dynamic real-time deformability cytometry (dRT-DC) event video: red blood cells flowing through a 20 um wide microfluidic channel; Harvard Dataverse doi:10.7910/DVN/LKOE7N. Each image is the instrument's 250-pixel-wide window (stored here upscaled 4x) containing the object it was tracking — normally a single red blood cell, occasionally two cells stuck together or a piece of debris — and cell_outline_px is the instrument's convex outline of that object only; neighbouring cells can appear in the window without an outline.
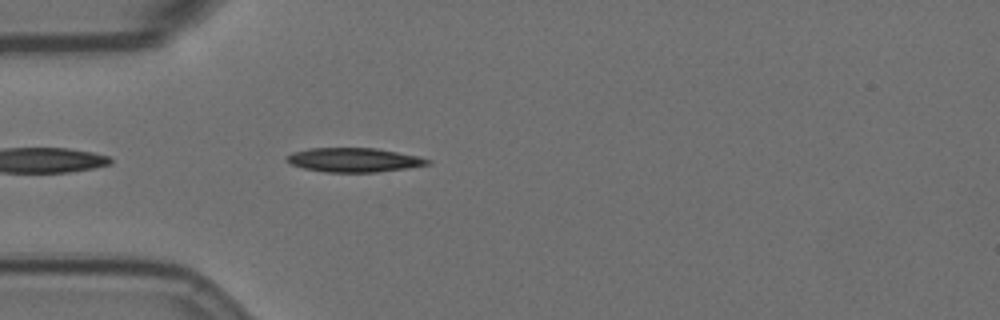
{"species": "Egyptian fruit bat (a non-hibernating species)", "species_latin": "Rousettus aegyptiacus", "temperature_condition": "room temperature", "stored_images_in_passage": 44, "camera_frame_rate_fps": 3000, "um_per_image_px": 0.085, "animal": {"sex": "female"}, "frame": {"image": 1, "passage_image": 3, "time_ms": 0.667, "image_size_px": [1000, 320], "cell_outline_px": [[432, 164], [376, 172], [324, 172], [304, 168], [292, 164], [284, 160], [284, 156], [292, 152], [308, 148], [376, 148], [416, 156], [432, 160]], "centroid_in_image_um": [30.03, 13.59], "position_along_channel_um": 55.0, "area_um2": 19.77}}
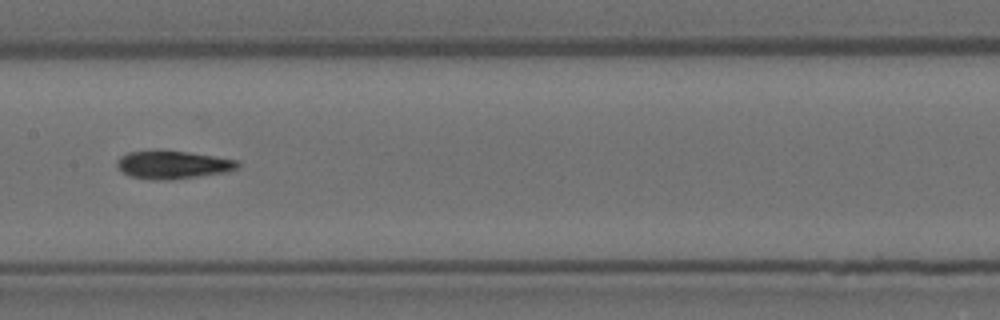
{"frame": {"image": 2, "passage_image": 15, "time_ms": 4.667, "image_size_px": [1000, 320], "cell_outline_px": [[240, 168], [228, 172], [172, 180], [148, 180], [128, 176], [116, 164], [116, 160], [120, 156], [128, 152], [156, 148], [160, 148], [188, 152], [236, 160], [240, 164]], "centroid_in_image_um": [14.65, 13.99], "position_along_channel_um": 192.7, "area_um2": 20.4}}
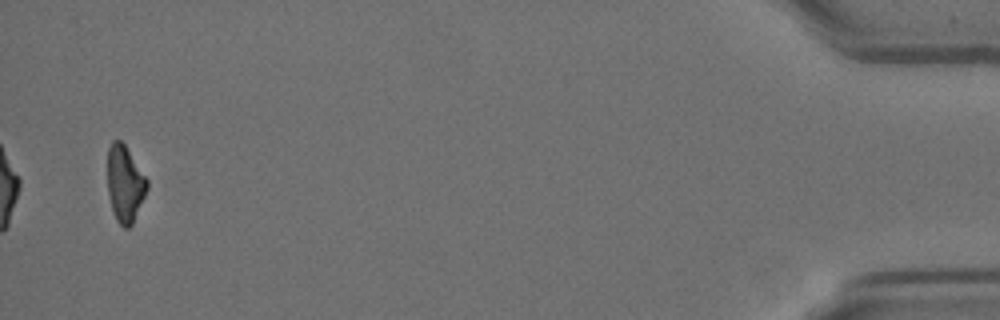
{"frame": {"image": 3, "passage_image": 42, "time_ms": 13.667, "image_size_px": [1000, 320], "cell_outline_px": [[148, 188], [132, 224], [128, 228], [124, 228], [116, 220], [108, 196], [108, 148], [112, 140], [120, 140], [124, 144], [148, 180]], "centroid_in_image_um": [10.61, 15.62], "position_along_channel_um": 424.6, "area_um2": 17.46}, "authors_computed_cell_mechanics": {"area_um2": 19.4208, "velocity_mm_per_s": 3.5567, "shape_relaxation_time_tau1_ms": 6.7808, "shape_relaxation_time_tau2_ms": 7.9473, "deformation_change_tau1": 0.2002, "deformation_change_tau2": 0.1644}}